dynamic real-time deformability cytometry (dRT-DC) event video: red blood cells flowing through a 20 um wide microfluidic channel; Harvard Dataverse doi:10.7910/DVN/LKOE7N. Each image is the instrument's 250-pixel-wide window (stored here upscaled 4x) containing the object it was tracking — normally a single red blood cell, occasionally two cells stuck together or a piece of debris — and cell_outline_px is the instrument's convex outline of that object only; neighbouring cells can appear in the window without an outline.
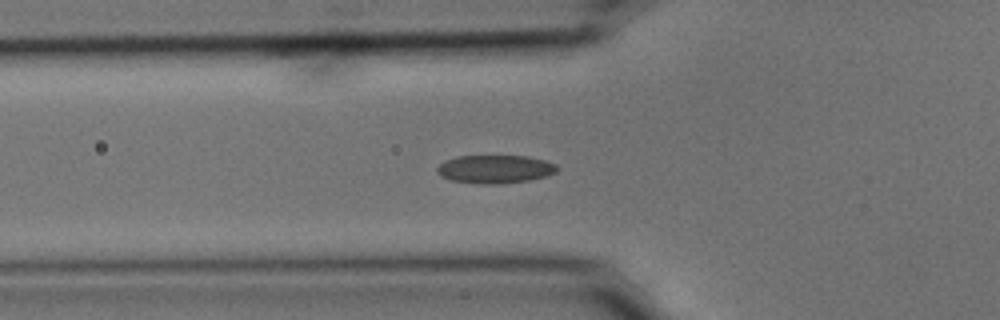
{"species": "common noctule bat (a hibernating species)", "species_latin": "Nyctalus noctula", "temperature_condition": "cold", "stored_images_in_passage": 3, "camera_frame_rate_fps": 3000, "um_per_image_px": 0.085, "animal": {"sex": "male", "body_mass_g": 15.6}, "frame": {"image": 1, "passage_image": 2, "time_ms": 0.333, "image_size_px": [1000, 320], "cell_outline_px": [[560, 168], [556, 172], [548, 176], [528, 180], [500, 184], [480, 184], [448, 180], [440, 176], [436, 172], [436, 168], [444, 160], [456, 156], [528, 156], [544, 160], [556, 164]], "centroid_in_image_um": [42.06, 14.38], "position_along_channel_um": 83.7, "area_um2": 20.06}}